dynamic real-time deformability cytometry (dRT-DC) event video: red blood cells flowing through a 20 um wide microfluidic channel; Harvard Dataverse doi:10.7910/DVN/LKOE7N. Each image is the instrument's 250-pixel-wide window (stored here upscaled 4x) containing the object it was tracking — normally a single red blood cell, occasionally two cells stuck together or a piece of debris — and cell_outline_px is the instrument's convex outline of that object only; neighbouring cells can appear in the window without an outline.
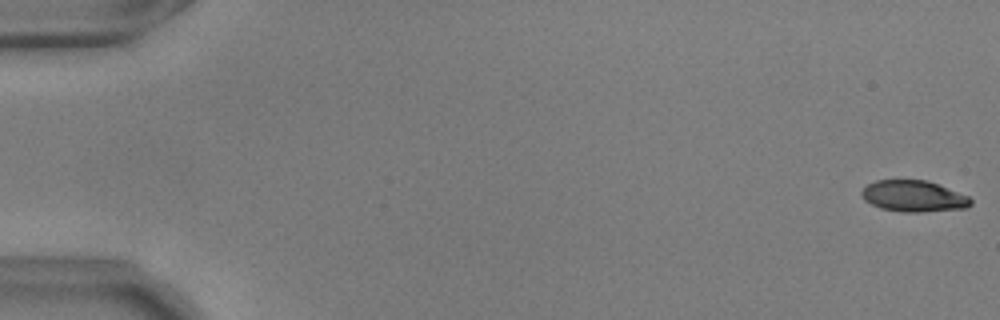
{"species": "common noctule bat (a hibernating species)", "species_latin": "Nyctalus noctula", "temperature_condition": "warm", "stored_images_in_passage": 57, "camera_frame_rate_fps": 3000, "um_per_image_px": 0.085, "animal": {"sex": "male", "body_mass_g": 17.9, "forearm_length_mm": 54.2}, "frame": {"image": 1, "passage_image": 1, "time_ms": 0.0, "image_size_px": [1000, 320], "cell_outline_px": [[972, 204], [968, 208], [920, 212], [900, 212], [880, 208], [864, 200], [860, 192], [868, 184], [876, 180], [928, 180], [968, 196], [972, 200]], "centroid_in_image_um": [77.66, 16.68], "position_along_channel_um": 7.3, "area_um2": 19.94}}
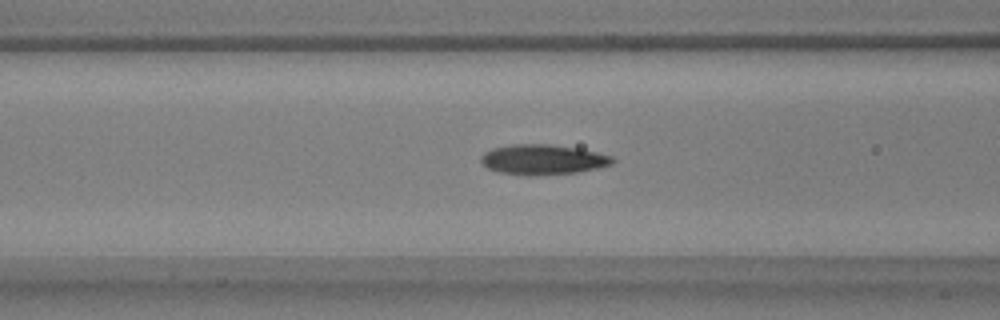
{"frame": {"image": 2, "passage_image": 23, "time_ms": 7.333, "image_size_px": [1000, 320], "cell_outline_px": [[616, 160], [612, 164], [596, 168], [576, 172], [532, 176], [496, 172], [488, 168], [480, 160], [480, 156], [484, 152], [492, 148], [512, 144], [548, 144], [580, 148], [612, 156]], "centroid_in_image_um": [46.12, 13.56], "position_along_channel_um": 120.5, "area_um2": 23.18}}
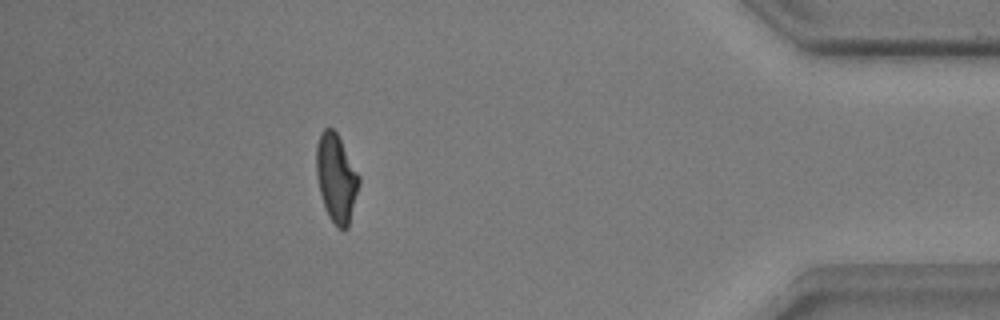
{"frame": {"image": 3, "passage_image": 50, "time_ms": 16.333, "image_size_px": [1000, 320], "cell_outline_px": [[360, 184], [348, 228], [344, 232], [336, 228], [328, 216], [324, 208], [316, 176], [316, 144], [320, 132], [324, 128], [332, 128], [336, 132], [360, 176]], "centroid_in_image_um": [28.58, 15.18], "position_along_channel_um": 406.6, "area_um2": 22.25}, "authors_computed_cell_mechanics": {"area_um2": 21.8484, "velocity_mm_per_s": 3.669, "shape_relaxation_time_tau1_ms": 4.5006, "shape_relaxation_time_tau2_ms": 1.611, "deformation_change_tau1": 0.1784, "deformation_change_tau2": 0.0742}}